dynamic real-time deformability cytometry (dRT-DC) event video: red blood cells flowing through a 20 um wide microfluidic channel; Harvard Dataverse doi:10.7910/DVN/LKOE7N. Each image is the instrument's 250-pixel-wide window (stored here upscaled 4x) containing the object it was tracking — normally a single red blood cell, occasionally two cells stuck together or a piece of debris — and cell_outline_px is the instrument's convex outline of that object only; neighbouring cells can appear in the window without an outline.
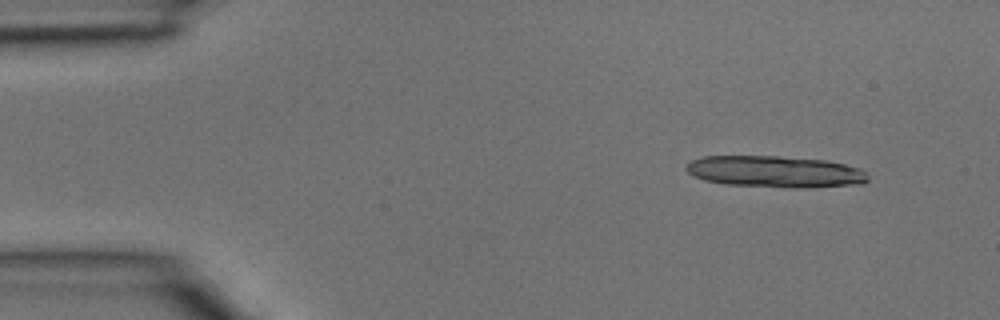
{"species": "common noctule bat (a hibernating species)", "species_latin": "Nyctalus noctula", "temperature_condition": "room temperature", "stored_images_in_passage": 4, "camera_frame_rate_fps": 3000, "um_per_image_px": 0.085, "animal": {"sex": "male", "body_mass_g": 15.6}, "frame": {"image": 1, "passage_image": 1, "time_ms": 0.0, "image_size_px": [1000, 320], "cell_outline_px": [[868, 180], [860, 184], [808, 188], [792, 188], [724, 184], [704, 180], [692, 176], [684, 168], [692, 160], [700, 156], [776, 156], [828, 160], [860, 168], [868, 176]], "centroid_in_image_um": [65.87, 14.59], "position_along_channel_um": 19.1, "area_um2": 33.7}}